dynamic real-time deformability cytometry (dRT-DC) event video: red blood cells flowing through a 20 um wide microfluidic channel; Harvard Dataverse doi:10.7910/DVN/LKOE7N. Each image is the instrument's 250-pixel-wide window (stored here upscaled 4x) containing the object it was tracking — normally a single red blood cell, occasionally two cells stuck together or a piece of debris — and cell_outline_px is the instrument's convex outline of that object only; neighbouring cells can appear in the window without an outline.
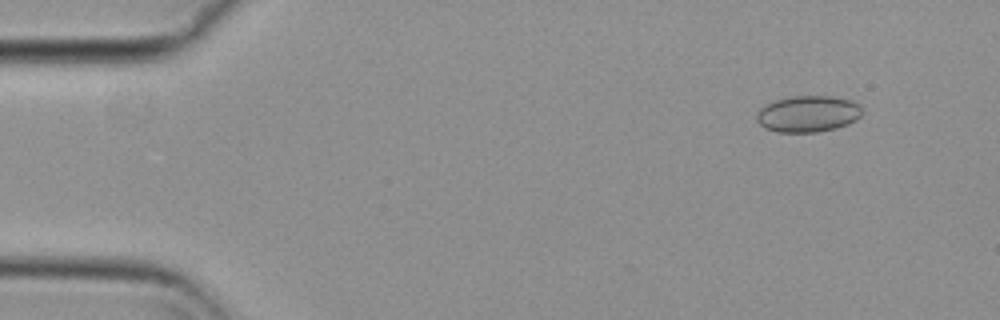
{"species": "common noctule bat (a hibernating species)", "species_latin": "Nyctalus noctula", "temperature_condition": "cold", "stored_images_in_passage": 56, "camera_frame_rate_fps": 3000, "um_per_image_px": 0.085, "animal": {"sex": "female", "body_mass_g": 29.2, "forearm_length_mm": 56.3}, "frame": {"image": 1, "passage_image": 6, "time_ms": 1.667, "image_size_px": [1000, 320], "cell_outline_px": [[860, 116], [856, 120], [848, 124], [836, 128], [816, 132], [776, 132], [764, 128], [756, 120], [756, 112], [764, 104], [776, 100], [792, 96], [832, 96], [852, 100], [860, 104]], "centroid_in_image_um": [68.65, 9.68], "position_along_channel_um": 16.4, "area_um2": 22.54}}
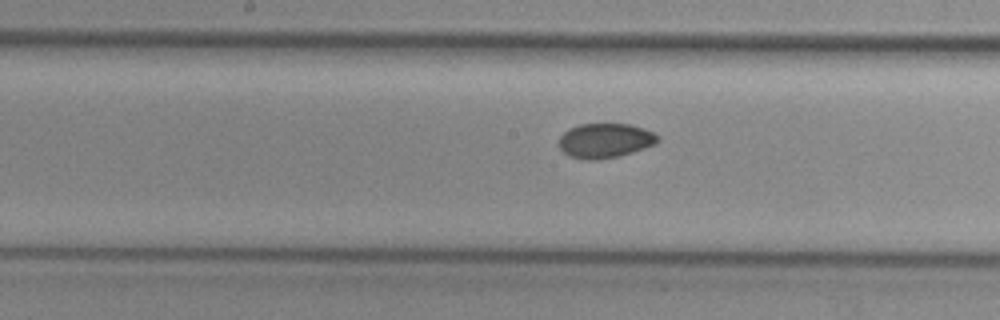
{"frame": {"image": 2, "passage_image": 29, "time_ms": 9.333, "image_size_px": [1000, 320], "cell_outline_px": [[660, 140], [656, 144], [632, 152], [600, 160], [584, 160], [572, 156], [564, 152], [560, 148], [560, 136], [568, 128], [580, 124], [632, 124], [644, 128], [660, 136]], "centroid_in_image_um": [51.46, 11.94], "position_along_channel_um": 196.7, "area_um2": 19.94}}
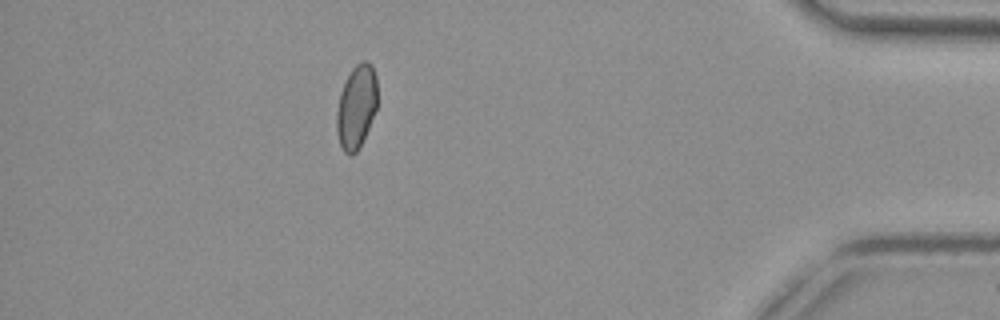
{"frame": {"image": 3, "passage_image": 50, "time_ms": 16.333, "image_size_px": [1000, 320], "cell_outline_px": [[376, 108], [368, 128], [356, 152], [352, 156], [348, 156], [344, 152], [340, 144], [336, 132], [336, 112], [340, 92], [352, 68], [360, 60], [364, 60], [372, 64], [376, 76]], "centroid_in_image_um": [30.27, 9.06], "position_along_channel_um": 404.9, "area_um2": 19.71}, "authors_computed_cell_mechanics": {"area_um2": 20.2011, "velocity_mm_per_s": 3.6957, "shape_relaxation_time_tau1_ms": null, "shape_relaxation_time_tau2_ms": 3.2341, "deformation_change_tau1": null, "deformation_change_tau2": 0.0508}}